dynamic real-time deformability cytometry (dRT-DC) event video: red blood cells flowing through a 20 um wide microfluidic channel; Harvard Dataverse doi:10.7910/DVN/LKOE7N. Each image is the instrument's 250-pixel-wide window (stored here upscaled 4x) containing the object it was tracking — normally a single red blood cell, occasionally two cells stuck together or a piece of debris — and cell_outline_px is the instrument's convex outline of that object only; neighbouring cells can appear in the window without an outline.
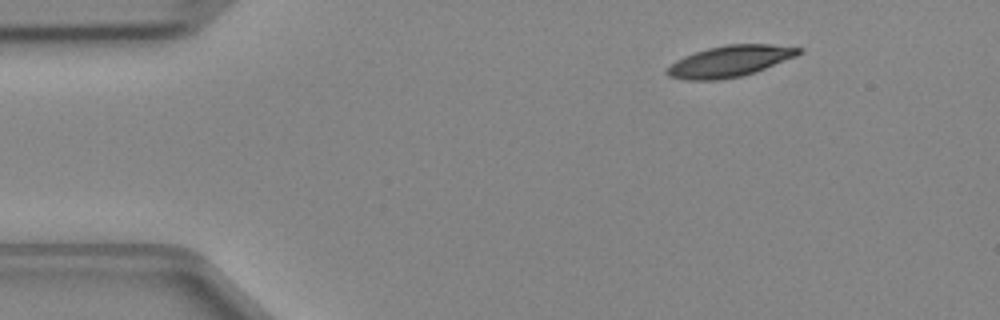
{"species": "Egyptian fruit bat (a non-hibernating species)", "species_latin": "Rousettus aegyptiacus", "temperature_condition": "cold", "stored_images_in_passage": 42, "camera_frame_rate_fps": 3000, "um_per_image_px": 0.085, "animal": {"sex": "female"}, "frame": {"image": 1, "passage_image": 1, "time_ms": 0.0, "image_size_px": [1000, 320], "cell_outline_px": [[804, 52], [796, 56], [756, 72], [740, 76], [720, 80], [688, 80], [668, 76], [664, 72], [664, 68], [676, 60], [684, 56], [708, 48], [728, 44], [768, 44], [804, 48]], "centroid_in_image_um": [62.02, 5.21], "position_along_channel_um": 23.0, "area_um2": 24.1}}
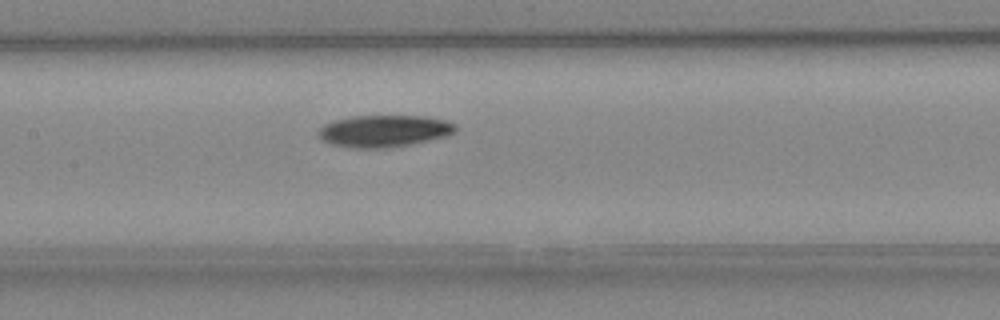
{"frame": {"image": 2, "passage_image": 17, "time_ms": 5.333, "image_size_px": [1000, 320], "cell_outline_px": [[456, 132], [444, 136], [412, 144], [388, 148], [352, 148], [332, 144], [324, 140], [316, 132], [324, 124], [332, 120], [352, 116], [428, 116], [444, 120], [456, 124]], "centroid_in_image_um": [32.63, 11.13], "position_along_channel_um": 174.8, "area_um2": 25.55}}
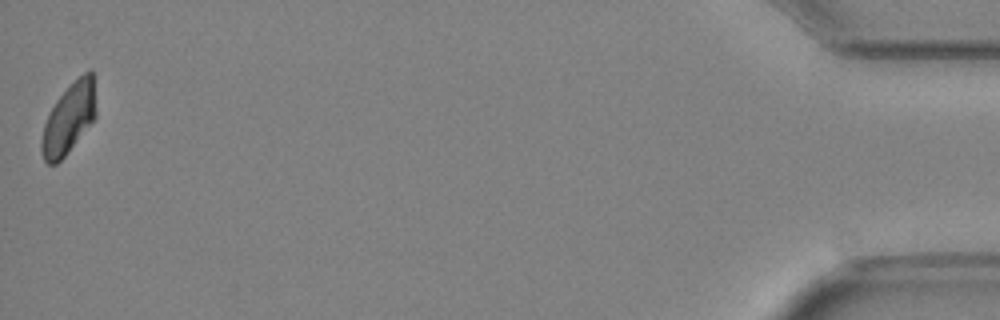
{"frame": {"image": 3, "passage_image": 42, "time_ms": 13.667, "image_size_px": [1000, 320], "cell_outline_px": [[96, 116], [68, 152], [56, 164], [48, 164], [44, 160], [40, 148], [40, 140], [44, 124], [56, 100], [88, 68], [92, 72], [96, 108]], "centroid_in_image_um": [5.84, 10.1], "position_along_channel_um": 429.4, "area_um2": 21.85}}